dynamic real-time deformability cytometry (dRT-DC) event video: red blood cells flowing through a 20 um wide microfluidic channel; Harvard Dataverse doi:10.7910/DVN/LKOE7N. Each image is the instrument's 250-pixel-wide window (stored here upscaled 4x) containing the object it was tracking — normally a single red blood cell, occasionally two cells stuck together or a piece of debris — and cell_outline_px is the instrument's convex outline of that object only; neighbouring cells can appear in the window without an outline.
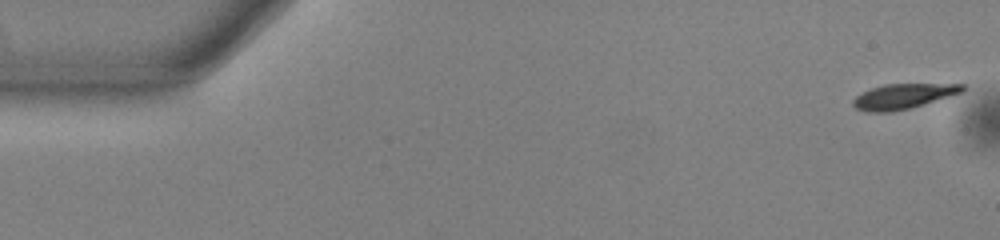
{"species": "common noctule bat (a hibernating species)", "species_latin": "Nyctalus noctula", "temperature_condition": "warm", "stored_images_in_passage": 54, "camera_frame_rate_fps": 3000, "um_per_image_px": 0.085, "animal": {"sex": "male", "body_mass_g": 13.0, "forearm_length_mm": 53.1}, "frame": {"image": 1, "passage_image": 1, "time_ms": 0.0, "image_size_px": [1000, 240], "cell_outline_px": [[964, 92], [908, 108], [892, 112], [868, 112], [856, 108], [852, 104], [852, 100], [856, 96], [872, 88], [884, 84], [964, 84]], "centroid_in_image_um": [76.76, 8.18], "position_along_channel_um": 8.2, "area_um2": 15.72}}
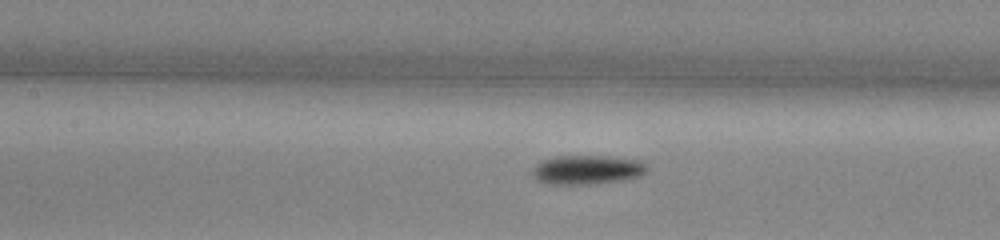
{"frame": {"image": 2, "passage_image": 24, "time_ms": 7.667, "image_size_px": [1000, 240], "cell_outline_px": [[648, 172], [640, 176], [624, 180], [588, 184], [548, 184], [536, 180], [532, 176], [532, 168], [540, 160], [556, 156], [604, 156], [640, 160], [648, 168]], "centroid_in_image_um": [49.88, 14.43], "position_along_channel_um": 157.5, "area_um2": 19.65}}
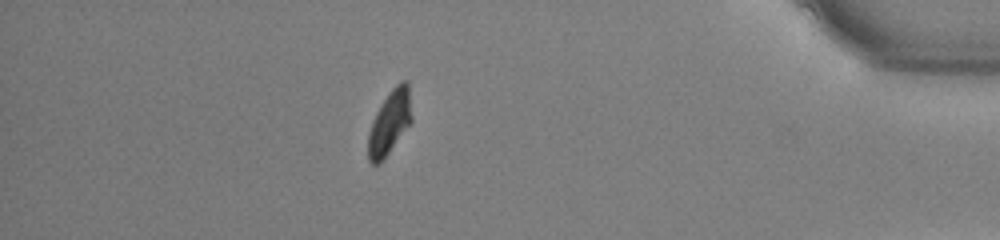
{"frame": {"image": 3, "passage_image": 47, "time_ms": 15.333, "image_size_px": [1000, 240], "cell_outline_px": [[412, 120], [388, 152], [376, 164], [372, 164], [368, 160], [368, 132], [372, 120], [376, 112], [392, 88], [400, 80], [408, 80], [412, 116]], "centroid_in_image_um": [33.12, 10.34], "position_along_channel_um": 402.1, "area_um2": 15.84}, "authors_computed_cell_mechanics": {"area_um2": 16.9354, "velocity_mm_per_s": 3.8038, "shape_relaxation_time_tau1_ms": 2.1689, "shape_relaxation_time_tau2_ms": null, "deformation_change_tau1": 0.1136, "deformation_change_tau2": null}}